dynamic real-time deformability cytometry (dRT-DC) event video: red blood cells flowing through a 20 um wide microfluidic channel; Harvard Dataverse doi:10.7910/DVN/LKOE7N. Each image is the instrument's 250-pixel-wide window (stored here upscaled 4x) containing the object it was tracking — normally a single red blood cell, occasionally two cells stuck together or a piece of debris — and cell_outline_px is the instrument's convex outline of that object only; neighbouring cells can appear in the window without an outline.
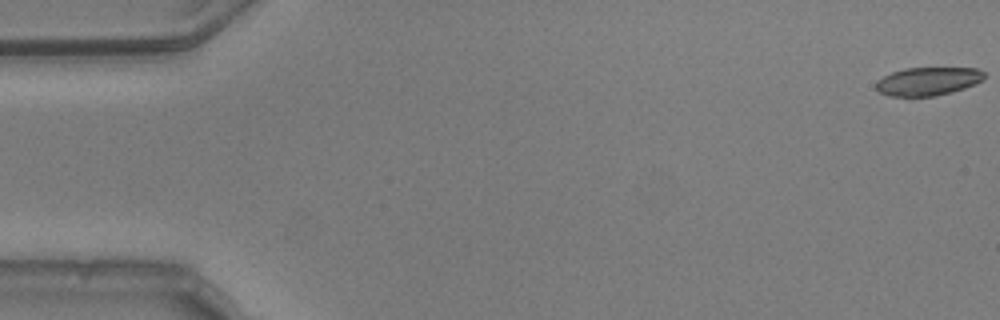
{"species": "common noctule bat (a hibernating species)", "species_latin": "Nyctalus noctula", "temperature_condition": "warm", "stored_images_in_passage": 54, "camera_frame_rate_fps": 3000, "um_per_image_px": 0.085, "animal": {"sex": "male", "body_mass_g": 20.5, "forearm_length_mm": 52.5}, "frame": {"image": 1, "passage_image": 1, "time_ms": 0.0, "image_size_px": [1000, 320], "cell_outline_px": [[984, 80], [976, 84], [952, 92], [936, 96], [888, 96], [880, 92], [876, 88], [876, 80], [892, 72], [904, 68], [980, 68], [984, 72]], "centroid_in_image_um": [78.89, 6.91], "position_along_channel_um": 6.1, "area_um2": 17.98}}
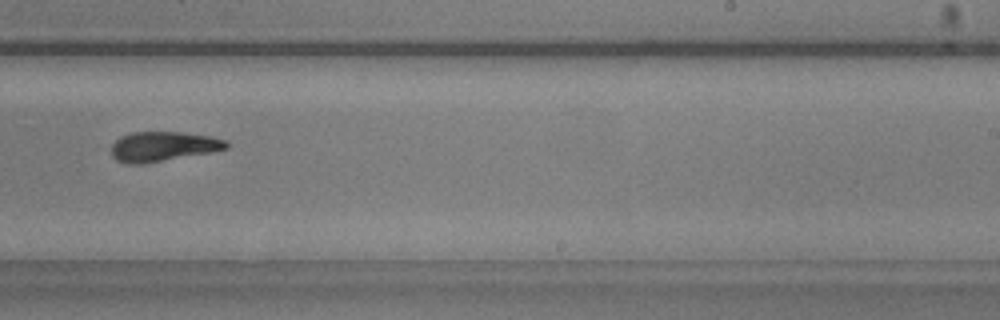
{"frame": {"image": 2, "passage_image": 34, "time_ms": 11.0, "image_size_px": [1000, 320], "cell_outline_px": [[228, 148], [212, 152], [144, 164], [128, 164], [116, 160], [112, 156], [112, 144], [120, 136], [132, 132], [180, 132], [212, 136], [224, 140], [228, 144]], "centroid_in_image_um": [13.84, 12.45], "position_along_channel_um": 275.2, "area_um2": 20.0}}
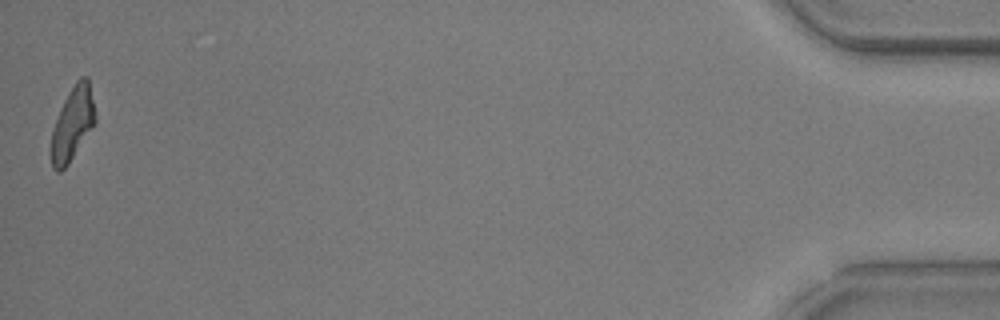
{"frame": {"image": 3, "passage_image": 54, "time_ms": 17.667, "image_size_px": [1000, 320], "cell_outline_px": [[96, 124], [68, 164], [60, 172], [56, 172], [52, 168], [52, 132], [56, 120], [64, 100], [68, 92], [76, 80], [80, 76], [88, 76], [96, 116]], "centroid_in_image_um": [6.2, 10.49], "position_along_channel_um": 429.0, "area_um2": 18.79}, "authors_computed_cell_mechanics": {"area_um2": 19.9699, "velocity_mm_per_s": 3.7586, "shape_relaxation_time_tau1_ms": 2.482, "shape_relaxation_time_tau2_ms": 5.246, "deformation_change_tau1": 0.1921, "deformation_change_tau2": 0.1623}}